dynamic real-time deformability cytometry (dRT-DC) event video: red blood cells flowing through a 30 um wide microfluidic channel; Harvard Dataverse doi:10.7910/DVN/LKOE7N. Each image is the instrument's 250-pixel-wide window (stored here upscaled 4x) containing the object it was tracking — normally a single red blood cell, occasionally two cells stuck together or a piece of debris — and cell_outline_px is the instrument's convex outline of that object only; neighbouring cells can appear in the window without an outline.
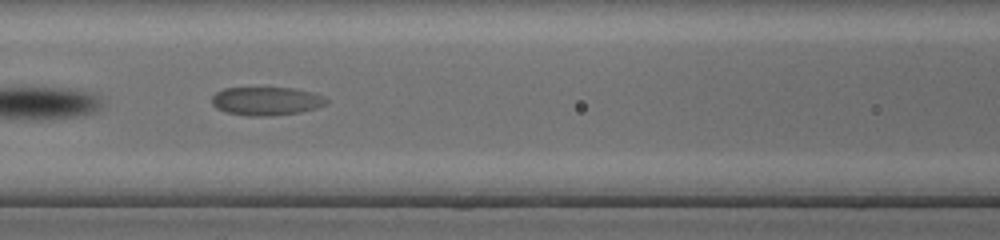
{"species": "common noctule bat (a hibernating species)", "species_latin": "Nyctalus noctula", "temperature_condition": "cold", "stored_images_in_passage": 27, "segment_of_instrument_passage": [2, 2], "camera_frame_rate_fps": 3000, "um_per_image_px": 0.085, "animal": {"sex": "female", "body_mass_g": 17.0, "forearm_length_mm": 48.0}, "frame": {"image": 1, "passage_image": 23, "time_ms": 7.333, "image_size_px": [1000, 240], "cell_outline_px": [[328, 100], [324, 104], [316, 108], [300, 112], [268, 116], [248, 116], [228, 112], [216, 108], [212, 104], [212, 96], [216, 92], [224, 88], [292, 88], [312, 92], [324, 96]], "centroid_in_image_um": [22.63, 8.59], "position_along_channel_um": 144.0, "area_um2": 18.84}}